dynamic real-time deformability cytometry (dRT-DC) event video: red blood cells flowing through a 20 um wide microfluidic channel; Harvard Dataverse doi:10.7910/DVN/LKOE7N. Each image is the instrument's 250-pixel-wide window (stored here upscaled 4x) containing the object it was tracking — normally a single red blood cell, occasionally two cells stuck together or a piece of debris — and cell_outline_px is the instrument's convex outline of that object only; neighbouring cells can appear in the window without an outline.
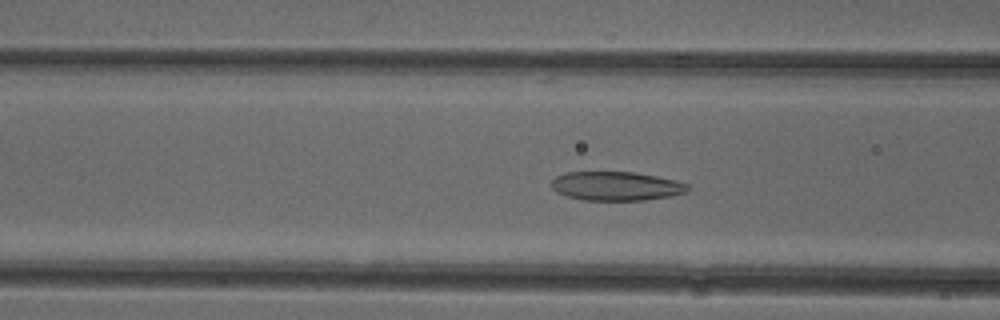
{"species": "common noctule bat (a hibernating species)", "species_latin": "Nyctalus noctula", "temperature_condition": "cold", "stored_images_in_passage": 52, "camera_frame_rate_fps": 3000, "um_per_image_px": 0.085, "animal": {"sex": "female"}, "frame": {"image": 1, "passage_image": 20, "time_ms": 6.333, "image_size_px": [1000, 320], "cell_outline_px": [[692, 188], [688, 192], [672, 196], [644, 200], [584, 200], [568, 196], [556, 192], [552, 188], [552, 180], [556, 176], [564, 172], [636, 172], [676, 180], [688, 184]], "centroid_in_image_um": [52.42, 15.81], "position_along_channel_um": 114.2, "area_um2": 23.18}}
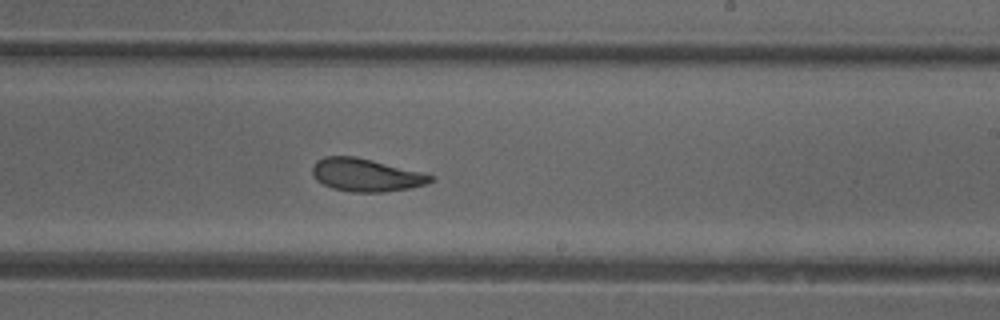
{"frame": {"image": 2, "passage_image": 31, "time_ms": 10.0, "image_size_px": [1000, 320], "cell_outline_px": [[436, 180], [428, 184], [412, 188], [380, 192], [352, 192], [332, 188], [316, 180], [312, 172], [312, 164], [316, 160], [324, 156], [356, 156], [424, 172], [436, 176]], "centroid_in_image_um": [31.16, 14.87], "position_along_channel_um": 257.8, "area_um2": 23.06}}
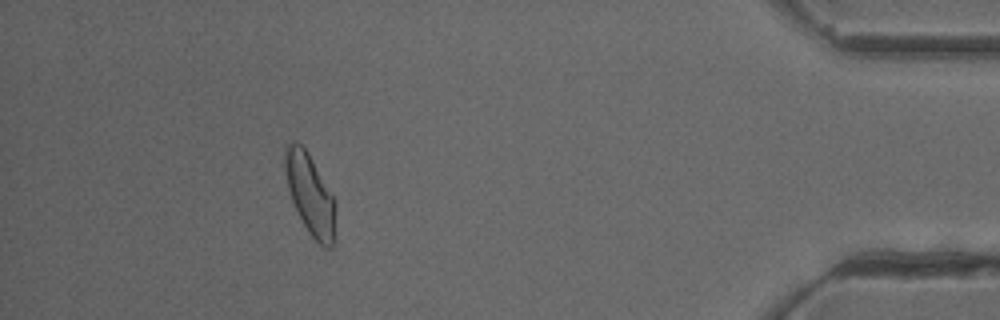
{"frame": {"image": 3, "passage_image": 47, "time_ms": 15.333, "image_size_px": [1000, 320], "cell_outline_px": [[336, 244], [332, 248], [324, 248], [308, 232], [292, 200], [288, 188], [284, 168], [284, 148], [292, 140], [296, 140], [308, 152], [332, 196], [336, 204]], "centroid_in_image_um": [26.39, 16.56], "position_along_channel_um": 408.8, "area_um2": 23.93}, "authors_computed_cell_mechanics": {"area_um2": 23.9292, "velocity_mm_per_s": 3.9313, "shape_relaxation_time_tau1_ms": null, "shape_relaxation_time_tau2_ms": 2.2682, "deformation_change_tau1": null, "deformation_change_tau2": 0.0972}}